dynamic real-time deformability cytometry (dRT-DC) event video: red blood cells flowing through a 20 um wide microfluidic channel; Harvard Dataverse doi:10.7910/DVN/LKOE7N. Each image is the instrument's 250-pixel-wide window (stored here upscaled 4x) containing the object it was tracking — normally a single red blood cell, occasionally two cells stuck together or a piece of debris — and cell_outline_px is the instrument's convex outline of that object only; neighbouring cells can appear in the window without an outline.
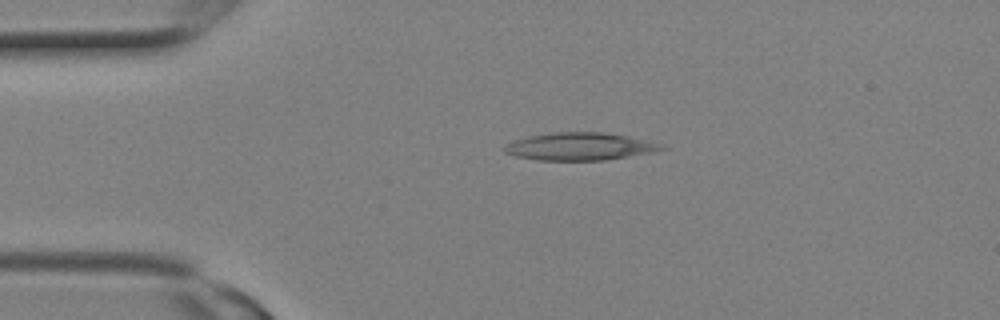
{"species": "Egyptian fruit bat (a non-hibernating species)", "species_latin": "Rousettus aegyptiacus", "temperature_condition": "room temperature", "stored_images_in_passage": 10, "camera_frame_rate_fps": 3000, "um_per_image_px": 0.085, "animal": {"sex": "female"}, "frame": {"image": 1, "passage_image": 1, "time_ms": 0.0, "image_size_px": [1000, 320], "cell_outline_px": [[668, 148], [656, 152], [604, 160], [536, 160], [516, 156], [504, 152], [504, 148], [512, 140], [528, 136], [552, 132], [604, 132], [628, 136], [648, 140], [660, 144]], "centroid_in_image_um": [49.31, 12.44], "position_along_channel_um": 35.7, "area_um2": 25.37}}
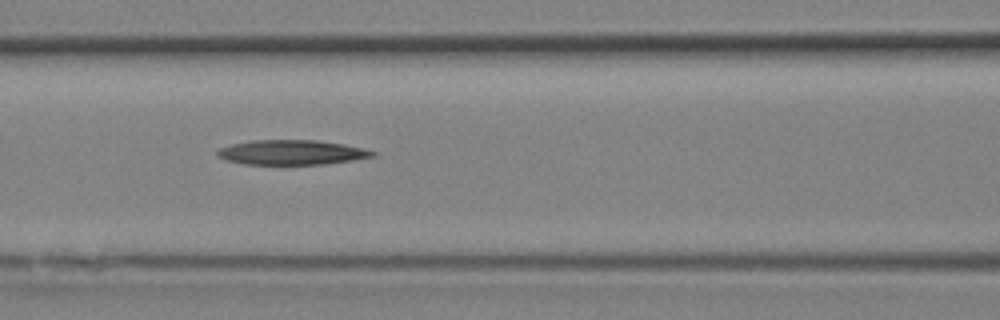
{"frame": {"image": 2, "passage_image": 6, "time_ms": 1.667, "image_size_px": [1000, 320], "cell_outline_px": [[380, 152], [376, 156], [352, 160], [324, 164], [244, 164], [224, 160], [216, 156], [216, 152], [220, 148], [232, 144], [252, 140], [316, 140], [344, 144], [364, 148]], "centroid_in_image_um": [24.81, 12.95], "position_along_channel_um": 141.8, "area_um2": 22.54}}
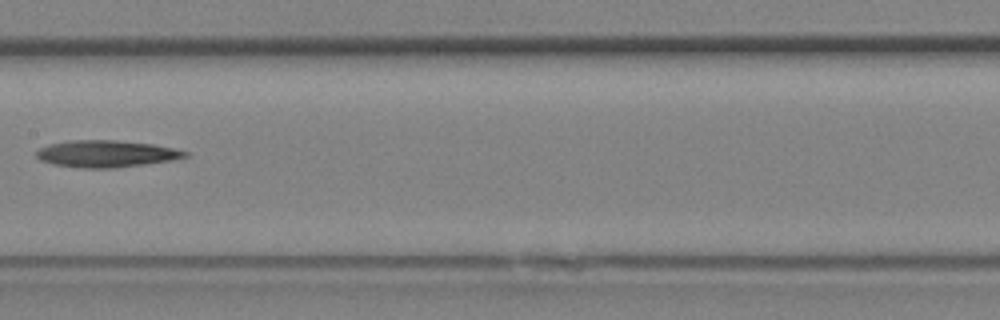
{"frame": {"image": 3, "passage_image": 8, "time_ms": 2.333, "image_size_px": [1000, 320], "cell_outline_px": [[188, 156], [172, 160], [116, 168], [80, 168], [52, 164], [40, 160], [36, 156], [36, 152], [40, 148], [48, 144], [68, 140], [116, 140], [152, 144], [172, 148], [188, 152]], "centroid_in_image_um": [8.99, 13.07], "position_along_channel_um": 198.4, "area_um2": 23.29}}